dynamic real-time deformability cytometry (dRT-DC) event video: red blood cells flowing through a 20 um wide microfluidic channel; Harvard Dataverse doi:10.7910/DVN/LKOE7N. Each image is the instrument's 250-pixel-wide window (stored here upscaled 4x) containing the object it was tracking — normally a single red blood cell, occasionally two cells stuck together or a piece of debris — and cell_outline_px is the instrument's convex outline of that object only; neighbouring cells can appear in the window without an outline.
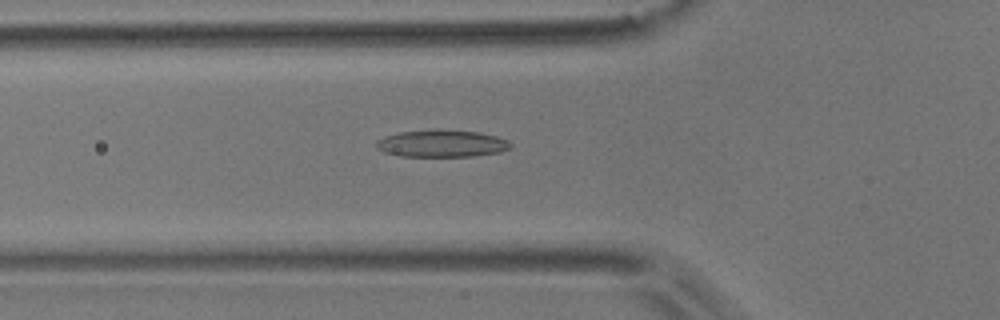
{"species": "common noctule bat (a hibernating species)", "species_latin": "Nyctalus noctula", "temperature_condition": "room temperature", "stored_images_in_passage": 48, "camera_frame_rate_fps": 3000, "um_per_image_px": 0.085, "animal": {"sex": "male", "body_mass_g": 17.9}, "frame": {"image": 1, "passage_image": 14, "time_ms": 4.333, "image_size_px": [1000, 320], "cell_outline_px": [[512, 148], [500, 152], [472, 156], [400, 156], [384, 152], [376, 148], [376, 140], [384, 136], [400, 132], [480, 132], [496, 136], [508, 140], [512, 144]], "centroid_in_image_um": [37.57, 12.24], "position_along_channel_um": 88.2, "area_um2": 20.46}}
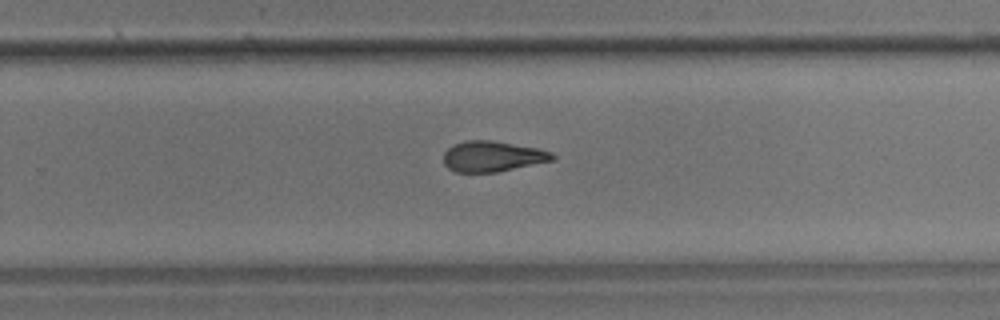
{"frame": {"image": 2, "passage_image": 30, "time_ms": 9.667, "image_size_px": [1000, 320], "cell_outline_px": [[556, 160], [496, 172], [456, 172], [448, 168], [444, 164], [444, 152], [452, 144], [468, 140], [492, 140], [536, 148], [552, 152], [556, 156]], "centroid_in_image_um": [41.87, 13.29], "position_along_channel_um": 287.9, "area_um2": 19.48}}
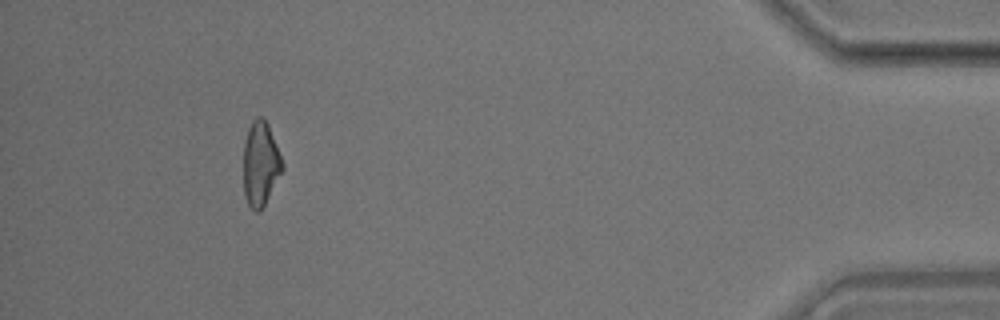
{"frame": {"image": 3, "passage_image": 45, "time_ms": 14.667, "image_size_px": [1000, 320], "cell_outline_px": [[284, 168], [260, 212], [256, 212], [248, 204], [244, 196], [244, 140], [248, 128], [252, 120], [256, 116], [260, 116], [268, 124], [284, 164]], "centroid_in_image_um": [22.14, 13.91], "position_along_channel_um": 413.1, "area_um2": 19.07}, "authors_computed_cell_mechanics": {"area_um2": 20.0277, "velocity_mm_per_s": 3.7353, "shape_relaxation_time_tau1_ms": null, "shape_relaxation_time_tau2_ms": 3.5413, "deformation_change_tau1": null, "deformation_change_tau2": 0.1255}}